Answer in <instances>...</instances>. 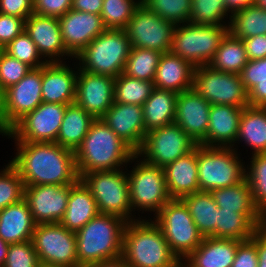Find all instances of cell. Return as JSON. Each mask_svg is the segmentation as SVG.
Listing matches in <instances>:
<instances>
[{"mask_svg": "<svg viewBox=\"0 0 266 267\" xmlns=\"http://www.w3.org/2000/svg\"><path fill=\"white\" fill-rule=\"evenodd\" d=\"M9 162L18 170L24 186L74 185L80 180L75 151L50 142H15Z\"/></svg>", "mask_w": 266, "mask_h": 267, "instance_id": "obj_1", "label": "cell"}, {"mask_svg": "<svg viewBox=\"0 0 266 267\" xmlns=\"http://www.w3.org/2000/svg\"><path fill=\"white\" fill-rule=\"evenodd\" d=\"M135 155L127 143L101 119H96L75 151L79 177L89 172L126 168Z\"/></svg>", "mask_w": 266, "mask_h": 267, "instance_id": "obj_2", "label": "cell"}, {"mask_svg": "<svg viewBox=\"0 0 266 267\" xmlns=\"http://www.w3.org/2000/svg\"><path fill=\"white\" fill-rule=\"evenodd\" d=\"M145 218V219H144ZM148 216L127 222L122 258L129 267H179L158 225Z\"/></svg>", "mask_w": 266, "mask_h": 267, "instance_id": "obj_3", "label": "cell"}, {"mask_svg": "<svg viewBox=\"0 0 266 267\" xmlns=\"http://www.w3.org/2000/svg\"><path fill=\"white\" fill-rule=\"evenodd\" d=\"M126 224L127 221L117 215L99 213L75 232L79 265L87 267L122 257Z\"/></svg>", "mask_w": 266, "mask_h": 267, "instance_id": "obj_4", "label": "cell"}, {"mask_svg": "<svg viewBox=\"0 0 266 267\" xmlns=\"http://www.w3.org/2000/svg\"><path fill=\"white\" fill-rule=\"evenodd\" d=\"M131 43L125 30L106 29L90 42L74 59L86 72L112 78L123 73Z\"/></svg>", "mask_w": 266, "mask_h": 267, "instance_id": "obj_5", "label": "cell"}, {"mask_svg": "<svg viewBox=\"0 0 266 267\" xmlns=\"http://www.w3.org/2000/svg\"><path fill=\"white\" fill-rule=\"evenodd\" d=\"M128 165H132L133 168L131 170L126 168L132 220L140 219L133 213L135 211L156 215L172 199L168 193L164 168L150 165L137 155Z\"/></svg>", "mask_w": 266, "mask_h": 267, "instance_id": "obj_6", "label": "cell"}, {"mask_svg": "<svg viewBox=\"0 0 266 267\" xmlns=\"http://www.w3.org/2000/svg\"><path fill=\"white\" fill-rule=\"evenodd\" d=\"M232 147H207L197 144L199 191L234 186L246 178L245 161Z\"/></svg>", "mask_w": 266, "mask_h": 267, "instance_id": "obj_7", "label": "cell"}, {"mask_svg": "<svg viewBox=\"0 0 266 267\" xmlns=\"http://www.w3.org/2000/svg\"><path fill=\"white\" fill-rule=\"evenodd\" d=\"M227 33L228 26L191 23L175 25L170 52L194 67L208 65Z\"/></svg>", "mask_w": 266, "mask_h": 267, "instance_id": "obj_8", "label": "cell"}, {"mask_svg": "<svg viewBox=\"0 0 266 267\" xmlns=\"http://www.w3.org/2000/svg\"><path fill=\"white\" fill-rule=\"evenodd\" d=\"M152 220L163 232L172 253L180 262L204 239L181 199L168 201Z\"/></svg>", "mask_w": 266, "mask_h": 267, "instance_id": "obj_9", "label": "cell"}, {"mask_svg": "<svg viewBox=\"0 0 266 267\" xmlns=\"http://www.w3.org/2000/svg\"><path fill=\"white\" fill-rule=\"evenodd\" d=\"M80 180L90 190L99 213L113 214L127 222L132 221L126 168L89 172L83 174Z\"/></svg>", "mask_w": 266, "mask_h": 267, "instance_id": "obj_10", "label": "cell"}, {"mask_svg": "<svg viewBox=\"0 0 266 267\" xmlns=\"http://www.w3.org/2000/svg\"><path fill=\"white\" fill-rule=\"evenodd\" d=\"M42 67L31 70L3 91L0 104V134H6L26 114L42 103Z\"/></svg>", "mask_w": 266, "mask_h": 267, "instance_id": "obj_11", "label": "cell"}, {"mask_svg": "<svg viewBox=\"0 0 266 267\" xmlns=\"http://www.w3.org/2000/svg\"><path fill=\"white\" fill-rule=\"evenodd\" d=\"M193 88L207 102L245 108L249 105L240 74L227 73L202 65L195 68Z\"/></svg>", "mask_w": 266, "mask_h": 267, "instance_id": "obj_12", "label": "cell"}, {"mask_svg": "<svg viewBox=\"0 0 266 267\" xmlns=\"http://www.w3.org/2000/svg\"><path fill=\"white\" fill-rule=\"evenodd\" d=\"M31 241L41 264L81 267L77 259L75 232L59 222L36 224Z\"/></svg>", "mask_w": 266, "mask_h": 267, "instance_id": "obj_13", "label": "cell"}, {"mask_svg": "<svg viewBox=\"0 0 266 267\" xmlns=\"http://www.w3.org/2000/svg\"><path fill=\"white\" fill-rule=\"evenodd\" d=\"M196 146L176 123H172L147 132L136 155L150 165L165 168Z\"/></svg>", "mask_w": 266, "mask_h": 267, "instance_id": "obj_14", "label": "cell"}, {"mask_svg": "<svg viewBox=\"0 0 266 267\" xmlns=\"http://www.w3.org/2000/svg\"><path fill=\"white\" fill-rule=\"evenodd\" d=\"M67 105L42 102L3 136L14 142H56Z\"/></svg>", "mask_w": 266, "mask_h": 267, "instance_id": "obj_15", "label": "cell"}, {"mask_svg": "<svg viewBox=\"0 0 266 267\" xmlns=\"http://www.w3.org/2000/svg\"><path fill=\"white\" fill-rule=\"evenodd\" d=\"M175 25L152 12L142 2L135 9L125 31L131 47L169 52Z\"/></svg>", "mask_w": 266, "mask_h": 267, "instance_id": "obj_16", "label": "cell"}, {"mask_svg": "<svg viewBox=\"0 0 266 267\" xmlns=\"http://www.w3.org/2000/svg\"><path fill=\"white\" fill-rule=\"evenodd\" d=\"M115 78L86 72L78 67L74 103L95 119H101L114 104Z\"/></svg>", "mask_w": 266, "mask_h": 267, "instance_id": "obj_17", "label": "cell"}, {"mask_svg": "<svg viewBox=\"0 0 266 267\" xmlns=\"http://www.w3.org/2000/svg\"><path fill=\"white\" fill-rule=\"evenodd\" d=\"M73 185L24 186L26 200L36 224L58 223L67 208Z\"/></svg>", "mask_w": 266, "mask_h": 267, "instance_id": "obj_18", "label": "cell"}, {"mask_svg": "<svg viewBox=\"0 0 266 267\" xmlns=\"http://www.w3.org/2000/svg\"><path fill=\"white\" fill-rule=\"evenodd\" d=\"M61 37L73 59L106 29L100 15L70 9L58 18Z\"/></svg>", "mask_w": 266, "mask_h": 267, "instance_id": "obj_19", "label": "cell"}, {"mask_svg": "<svg viewBox=\"0 0 266 267\" xmlns=\"http://www.w3.org/2000/svg\"><path fill=\"white\" fill-rule=\"evenodd\" d=\"M24 30L47 63L64 62L69 58L72 61L73 57L67 52L62 41L58 18L33 13L25 20Z\"/></svg>", "mask_w": 266, "mask_h": 267, "instance_id": "obj_20", "label": "cell"}, {"mask_svg": "<svg viewBox=\"0 0 266 267\" xmlns=\"http://www.w3.org/2000/svg\"><path fill=\"white\" fill-rule=\"evenodd\" d=\"M211 104L194 88L178 93L174 123L196 144L207 135Z\"/></svg>", "mask_w": 266, "mask_h": 267, "instance_id": "obj_21", "label": "cell"}, {"mask_svg": "<svg viewBox=\"0 0 266 267\" xmlns=\"http://www.w3.org/2000/svg\"><path fill=\"white\" fill-rule=\"evenodd\" d=\"M101 120L135 152L141 148L146 135L142 105L114 102Z\"/></svg>", "mask_w": 266, "mask_h": 267, "instance_id": "obj_22", "label": "cell"}, {"mask_svg": "<svg viewBox=\"0 0 266 267\" xmlns=\"http://www.w3.org/2000/svg\"><path fill=\"white\" fill-rule=\"evenodd\" d=\"M74 68L64 62L42 66V102L69 105L74 103L78 64Z\"/></svg>", "mask_w": 266, "mask_h": 267, "instance_id": "obj_23", "label": "cell"}, {"mask_svg": "<svg viewBox=\"0 0 266 267\" xmlns=\"http://www.w3.org/2000/svg\"><path fill=\"white\" fill-rule=\"evenodd\" d=\"M243 109L211 104L207 135L199 144L207 147H233Z\"/></svg>", "mask_w": 266, "mask_h": 267, "instance_id": "obj_24", "label": "cell"}, {"mask_svg": "<svg viewBox=\"0 0 266 267\" xmlns=\"http://www.w3.org/2000/svg\"><path fill=\"white\" fill-rule=\"evenodd\" d=\"M236 239L204 237L202 243L182 262L183 267H232L238 244Z\"/></svg>", "mask_w": 266, "mask_h": 267, "instance_id": "obj_25", "label": "cell"}, {"mask_svg": "<svg viewBox=\"0 0 266 267\" xmlns=\"http://www.w3.org/2000/svg\"><path fill=\"white\" fill-rule=\"evenodd\" d=\"M195 68L178 55L165 52L161 55L154 77V86L176 93L193 88Z\"/></svg>", "mask_w": 266, "mask_h": 267, "instance_id": "obj_26", "label": "cell"}, {"mask_svg": "<svg viewBox=\"0 0 266 267\" xmlns=\"http://www.w3.org/2000/svg\"><path fill=\"white\" fill-rule=\"evenodd\" d=\"M167 189L172 199L199 191L197 146L164 168Z\"/></svg>", "mask_w": 266, "mask_h": 267, "instance_id": "obj_27", "label": "cell"}, {"mask_svg": "<svg viewBox=\"0 0 266 267\" xmlns=\"http://www.w3.org/2000/svg\"><path fill=\"white\" fill-rule=\"evenodd\" d=\"M35 226L24 198L0 210V238L8 244L32 240Z\"/></svg>", "mask_w": 266, "mask_h": 267, "instance_id": "obj_28", "label": "cell"}, {"mask_svg": "<svg viewBox=\"0 0 266 267\" xmlns=\"http://www.w3.org/2000/svg\"><path fill=\"white\" fill-rule=\"evenodd\" d=\"M99 214L97 203L90 190L79 180L70 188L67 208L59 222L70 231L77 232Z\"/></svg>", "mask_w": 266, "mask_h": 267, "instance_id": "obj_29", "label": "cell"}, {"mask_svg": "<svg viewBox=\"0 0 266 267\" xmlns=\"http://www.w3.org/2000/svg\"><path fill=\"white\" fill-rule=\"evenodd\" d=\"M240 142L250 147V155L266 153V107L248 105L243 109L236 142L232 147L237 152Z\"/></svg>", "mask_w": 266, "mask_h": 267, "instance_id": "obj_30", "label": "cell"}, {"mask_svg": "<svg viewBox=\"0 0 266 267\" xmlns=\"http://www.w3.org/2000/svg\"><path fill=\"white\" fill-rule=\"evenodd\" d=\"M264 224V215H244L234 210L217 209V238L245 241Z\"/></svg>", "mask_w": 266, "mask_h": 267, "instance_id": "obj_31", "label": "cell"}, {"mask_svg": "<svg viewBox=\"0 0 266 267\" xmlns=\"http://www.w3.org/2000/svg\"><path fill=\"white\" fill-rule=\"evenodd\" d=\"M178 93L155 88L144 102L143 120L146 133L174 123Z\"/></svg>", "mask_w": 266, "mask_h": 267, "instance_id": "obj_32", "label": "cell"}, {"mask_svg": "<svg viewBox=\"0 0 266 267\" xmlns=\"http://www.w3.org/2000/svg\"><path fill=\"white\" fill-rule=\"evenodd\" d=\"M96 119L75 103L66 107L55 143L76 151Z\"/></svg>", "mask_w": 266, "mask_h": 267, "instance_id": "obj_33", "label": "cell"}, {"mask_svg": "<svg viewBox=\"0 0 266 267\" xmlns=\"http://www.w3.org/2000/svg\"><path fill=\"white\" fill-rule=\"evenodd\" d=\"M204 237L217 238V209L210 192L198 191L181 198Z\"/></svg>", "mask_w": 266, "mask_h": 267, "instance_id": "obj_34", "label": "cell"}, {"mask_svg": "<svg viewBox=\"0 0 266 267\" xmlns=\"http://www.w3.org/2000/svg\"><path fill=\"white\" fill-rule=\"evenodd\" d=\"M210 193L219 208L234 210L244 215H263L253 201L250 184L246 178L234 186L214 189Z\"/></svg>", "mask_w": 266, "mask_h": 267, "instance_id": "obj_35", "label": "cell"}, {"mask_svg": "<svg viewBox=\"0 0 266 267\" xmlns=\"http://www.w3.org/2000/svg\"><path fill=\"white\" fill-rule=\"evenodd\" d=\"M248 61L243 40L228 32L208 65L218 71L240 74Z\"/></svg>", "mask_w": 266, "mask_h": 267, "instance_id": "obj_36", "label": "cell"}, {"mask_svg": "<svg viewBox=\"0 0 266 267\" xmlns=\"http://www.w3.org/2000/svg\"><path fill=\"white\" fill-rule=\"evenodd\" d=\"M228 32L242 40L266 34V9L254 3L252 6L232 13Z\"/></svg>", "mask_w": 266, "mask_h": 267, "instance_id": "obj_37", "label": "cell"}, {"mask_svg": "<svg viewBox=\"0 0 266 267\" xmlns=\"http://www.w3.org/2000/svg\"><path fill=\"white\" fill-rule=\"evenodd\" d=\"M250 106L266 107V57L249 60L240 73Z\"/></svg>", "mask_w": 266, "mask_h": 267, "instance_id": "obj_38", "label": "cell"}, {"mask_svg": "<svg viewBox=\"0 0 266 267\" xmlns=\"http://www.w3.org/2000/svg\"><path fill=\"white\" fill-rule=\"evenodd\" d=\"M155 89L154 82L121 73L114 81V102L143 105Z\"/></svg>", "mask_w": 266, "mask_h": 267, "instance_id": "obj_39", "label": "cell"}, {"mask_svg": "<svg viewBox=\"0 0 266 267\" xmlns=\"http://www.w3.org/2000/svg\"><path fill=\"white\" fill-rule=\"evenodd\" d=\"M162 54L151 49L132 47L125 62L123 74L139 80L153 82Z\"/></svg>", "mask_w": 266, "mask_h": 267, "instance_id": "obj_40", "label": "cell"}, {"mask_svg": "<svg viewBox=\"0 0 266 267\" xmlns=\"http://www.w3.org/2000/svg\"><path fill=\"white\" fill-rule=\"evenodd\" d=\"M230 18L224 0H192L191 24L229 26Z\"/></svg>", "mask_w": 266, "mask_h": 267, "instance_id": "obj_41", "label": "cell"}, {"mask_svg": "<svg viewBox=\"0 0 266 267\" xmlns=\"http://www.w3.org/2000/svg\"><path fill=\"white\" fill-rule=\"evenodd\" d=\"M245 166L246 179L250 184L253 201L260 212L266 214V153L251 155Z\"/></svg>", "mask_w": 266, "mask_h": 267, "instance_id": "obj_42", "label": "cell"}, {"mask_svg": "<svg viewBox=\"0 0 266 267\" xmlns=\"http://www.w3.org/2000/svg\"><path fill=\"white\" fill-rule=\"evenodd\" d=\"M142 0H103L101 18L105 29L125 30Z\"/></svg>", "mask_w": 266, "mask_h": 267, "instance_id": "obj_43", "label": "cell"}, {"mask_svg": "<svg viewBox=\"0 0 266 267\" xmlns=\"http://www.w3.org/2000/svg\"><path fill=\"white\" fill-rule=\"evenodd\" d=\"M152 12L174 25L189 23L192 0H142Z\"/></svg>", "mask_w": 266, "mask_h": 267, "instance_id": "obj_44", "label": "cell"}, {"mask_svg": "<svg viewBox=\"0 0 266 267\" xmlns=\"http://www.w3.org/2000/svg\"><path fill=\"white\" fill-rule=\"evenodd\" d=\"M24 198V184L18 170L8 162L0 169V210Z\"/></svg>", "mask_w": 266, "mask_h": 267, "instance_id": "obj_45", "label": "cell"}, {"mask_svg": "<svg viewBox=\"0 0 266 267\" xmlns=\"http://www.w3.org/2000/svg\"><path fill=\"white\" fill-rule=\"evenodd\" d=\"M3 50L11 57L26 63L31 68H39L47 63L25 30L15 37Z\"/></svg>", "mask_w": 266, "mask_h": 267, "instance_id": "obj_46", "label": "cell"}, {"mask_svg": "<svg viewBox=\"0 0 266 267\" xmlns=\"http://www.w3.org/2000/svg\"><path fill=\"white\" fill-rule=\"evenodd\" d=\"M31 67L0 50V88L2 91L18 83Z\"/></svg>", "mask_w": 266, "mask_h": 267, "instance_id": "obj_47", "label": "cell"}, {"mask_svg": "<svg viewBox=\"0 0 266 267\" xmlns=\"http://www.w3.org/2000/svg\"><path fill=\"white\" fill-rule=\"evenodd\" d=\"M39 257L31 240L10 244L3 267H40Z\"/></svg>", "mask_w": 266, "mask_h": 267, "instance_id": "obj_48", "label": "cell"}, {"mask_svg": "<svg viewBox=\"0 0 266 267\" xmlns=\"http://www.w3.org/2000/svg\"><path fill=\"white\" fill-rule=\"evenodd\" d=\"M25 29V20L0 13V50H3Z\"/></svg>", "mask_w": 266, "mask_h": 267, "instance_id": "obj_49", "label": "cell"}, {"mask_svg": "<svg viewBox=\"0 0 266 267\" xmlns=\"http://www.w3.org/2000/svg\"><path fill=\"white\" fill-rule=\"evenodd\" d=\"M72 7V0H34V13L59 18Z\"/></svg>", "mask_w": 266, "mask_h": 267, "instance_id": "obj_50", "label": "cell"}, {"mask_svg": "<svg viewBox=\"0 0 266 267\" xmlns=\"http://www.w3.org/2000/svg\"><path fill=\"white\" fill-rule=\"evenodd\" d=\"M232 267H258L256 244L252 239L238 244Z\"/></svg>", "mask_w": 266, "mask_h": 267, "instance_id": "obj_51", "label": "cell"}, {"mask_svg": "<svg viewBox=\"0 0 266 267\" xmlns=\"http://www.w3.org/2000/svg\"><path fill=\"white\" fill-rule=\"evenodd\" d=\"M0 13L26 20L34 13V0H0Z\"/></svg>", "mask_w": 266, "mask_h": 267, "instance_id": "obj_52", "label": "cell"}, {"mask_svg": "<svg viewBox=\"0 0 266 267\" xmlns=\"http://www.w3.org/2000/svg\"><path fill=\"white\" fill-rule=\"evenodd\" d=\"M249 60L263 59L266 57V34L243 39Z\"/></svg>", "mask_w": 266, "mask_h": 267, "instance_id": "obj_53", "label": "cell"}, {"mask_svg": "<svg viewBox=\"0 0 266 267\" xmlns=\"http://www.w3.org/2000/svg\"><path fill=\"white\" fill-rule=\"evenodd\" d=\"M251 239L256 244L258 267H266V229L260 227Z\"/></svg>", "mask_w": 266, "mask_h": 267, "instance_id": "obj_54", "label": "cell"}, {"mask_svg": "<svg viewBox=\"0 0 266 267\" xmlns=\"http://www.w3.org/2000/svg\"><path fill=\"white\" fill-rule=\"evenodd\" d=\"M103 0H72L71 9L101 15Z\"/></svg>", "mask_w": 266, "mask_h": 267, "instance_id": "obj_55", "label": "cell"}, {"mask_svg": "<svg viewBox=\"0 0 266 267\" xmlns=\"http://www.w3.org/2000/svg\"><path fill=\"white\" fill-rule=\"evenodd\" d=\"M227 10L232 14L238 10L252 6L255 0H224Z\"/></svg>", "mask_w": 266, "mask_h": 267, "instance_id": "obj_56", "label": "cell"}, {"mask_svg": "<svg viewBox=\"0 0 266 267\" xmlns=\"http://www.w3.org/2000/svg\"><path fill=\"white\" fill-rule=\"evenodd\" d=\"M87 267H129V266L125 263L124 259L120 257L113 260L94 263Z\"/></svg>", "mask_w": 266, "mask_h": 267, "instance_id": "obj_57", "label": "cell"}, {"mask_svg": "<svg viewBox=\"0 0 266 267\" xmlns=\"http://www.w3.org/2000/svg\"><path fill=\"white\" fill-rule=\"evenodd\" d=\"M9 245L7 242H5L2 238H0V267H3Z\"/></svg>", "mask_w": 266, "mask_h": 267, "instance_id": "obj_58", "label": "cell"}, {"mask_svg": "<svg viewBox=\"0 0 266 267\" xmlns=\"http://www.w3.org/2000/svg\"><path fill=\"white\" fill-rule=\"evenodd\" d=\"M255 4L266 9V0H255Z\"/></svg>", "mask_w": 266, "mask_h": 267, "instance_id": "obj_59", "label": "cell"}, {"mask_svg": "<svg viewBox=\"0 0 266 267\" xmlns=\"http://www.w3.org/2000/svg\"><path fill=\"white\" fill-rule=\"evenodd\" d=\"M40 267H62V266H52V265L41 264Z\"/></svg>", "mask_w": 266, "mask_h": 267, "instance_id": "obj_60", "label": "cell"}, {"mask_svg": "<svg viewBox=\"0 0 266 267\" xmlns=\"http://www.w3.org/2000/svg\"><path fill=\"white\" fill-rule=\"evenodd\" d=\"M2 98H3V91H2V89L0 88V104H1Z\"/></svg>", "mask_w": 266, "mask_h": 267, "instance_id": "obj_61", "label": "cell"}, {"mask_svg": "<svg viewBox=\"0 0 266 267\" xmlns=\"http://www.w3.org/2000/svg\"><path fill=\"white\" fill-rule=\"evenodd\" d=\"M263 227L266 229V214L264 215V224Z\"/></svg>", "mask_w": 266, "mask_h": 267, "instance_id": "obj_62", "label": "cell"}]
</instances>
